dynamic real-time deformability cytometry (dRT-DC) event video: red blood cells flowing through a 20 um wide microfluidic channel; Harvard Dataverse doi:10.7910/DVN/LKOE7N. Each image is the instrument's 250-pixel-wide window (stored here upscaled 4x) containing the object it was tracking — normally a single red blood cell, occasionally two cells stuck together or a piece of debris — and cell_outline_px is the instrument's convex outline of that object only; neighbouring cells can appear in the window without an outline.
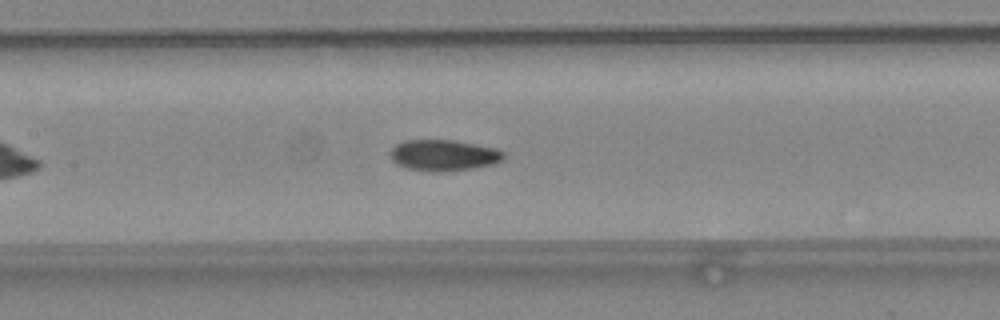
{"species": "common noctule bat (a hibernating species)", "species_latin": "Nyctalus noctula", "temperature_condition": "warm", "stored_images_in_passage": 36, "camera_frame_rate_fps": 3000, "um_per_image_px": 0.085, "animal": {"sex": "female", "body_mass_g": 24.6, "forearm_length_mm": 56.2}, "frame": {"image": 1, "passage_image": 12, "time_ms": 3.667, "image_size_px": [1000, 320], "cell_outline_px": [[504, 160], [492, 164], [472, 168], [444, 172], [432, 172], [408, 168], [396, 164], [392, 160], [392, 148], [396, 144], [404, 140], [452, 140], [496, 148], [504, 152]], "centroid_in_image_um": [37.72, 13.2], "position_along_channel_um": 169.7, "area_um2": 20.46}}
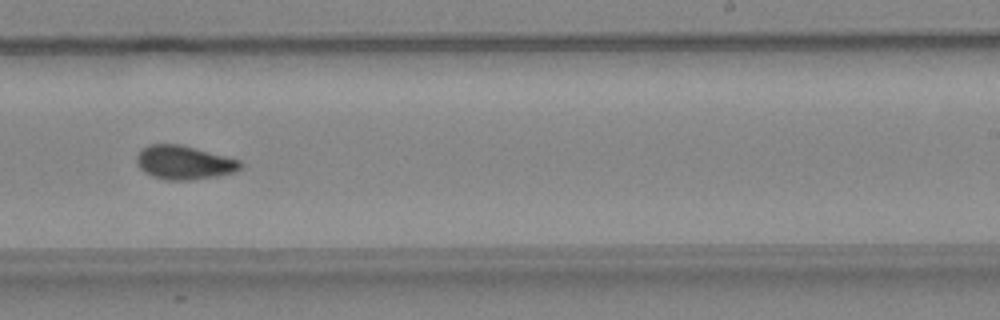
{"frame": {"image": 2, "passage_image": 19, "time_ms": 6.0, "image_size_px": [1000, 320], "cell_outline_px": [[244, 164], [236, 172], [216, 176], [192, 180], [164, 180], [152, 176], [144, 172], [136, 164], [136, 156], [140, 148], [148, 144], [180, 144], [240, 160]], "centroid_in_image_um": [15.61, 13.81], "position_along_channel_um": 273.4, "area_um2": 20.63}}
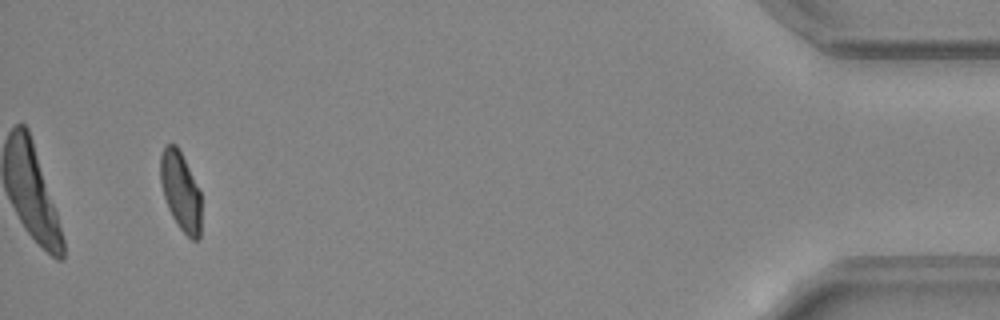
{"frame": {"image": 3, "passage_image": 34, "time_ms": 11.0, "image_size_px": [1000, 320], "cell_outline_px": [[200, 236], [196, 240], [192, 240], [176, 224], [168, 208], [160, 184], [160, 156], [164, 144], [176, 144], [200, 192]], "centroid_in_image_um": [15.32, 16.25], "position_along_channel_um": 419.9, "area_um2": 18.5}, "authors_computed_cell_mechanics": {"area_um2": 20.0277, "velocity_mm_per_s": 4.4582, "shape_relaxation_time_tau1_ms": null, "shape_relaxation_time_tau2_ms": 1.9522, "deformation_change_tau1": null, "deformation_change_tau2": 0.0737}}